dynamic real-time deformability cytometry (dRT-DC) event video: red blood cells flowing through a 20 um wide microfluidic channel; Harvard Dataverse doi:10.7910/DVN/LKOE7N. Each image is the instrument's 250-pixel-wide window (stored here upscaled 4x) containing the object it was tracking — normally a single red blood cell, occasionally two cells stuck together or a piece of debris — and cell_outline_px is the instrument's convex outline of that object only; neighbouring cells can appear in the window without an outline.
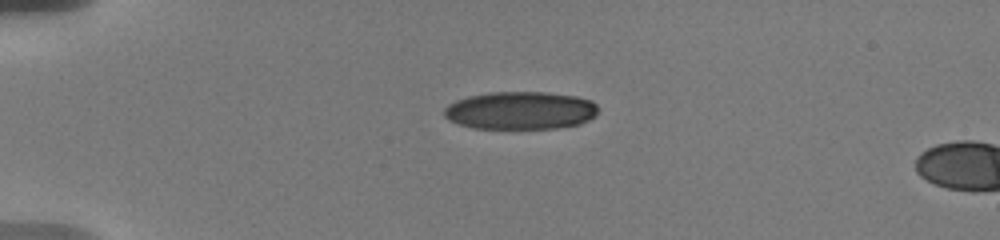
{"species": "human", "species_latin": "Homo sapiens", "temperature_condition": "warm", "stored_images_in_passage": 3, "camera_frame_rate_fps": 3000, "um_per_image_px": 0.085, "donor": {"sex": "male"}, "frame": {"image": 1, "passage_image": 1, "time_ms": 0.0, "image_size_px": [1000, 240], "cell_outline_px": [[596, 116], [580, 124], [556, 128], [472, 128], [448, 120], [444, 116], [444, 108], [448, 104], [456, 100], [468, 96], [488, 92], [548, 92], [576, 96], [592, 100], [596, 104]], "centroid_in_image_um": [44.23, 9.38], "position_along_channel_um": 40.8, "area_um2": 34.1}}